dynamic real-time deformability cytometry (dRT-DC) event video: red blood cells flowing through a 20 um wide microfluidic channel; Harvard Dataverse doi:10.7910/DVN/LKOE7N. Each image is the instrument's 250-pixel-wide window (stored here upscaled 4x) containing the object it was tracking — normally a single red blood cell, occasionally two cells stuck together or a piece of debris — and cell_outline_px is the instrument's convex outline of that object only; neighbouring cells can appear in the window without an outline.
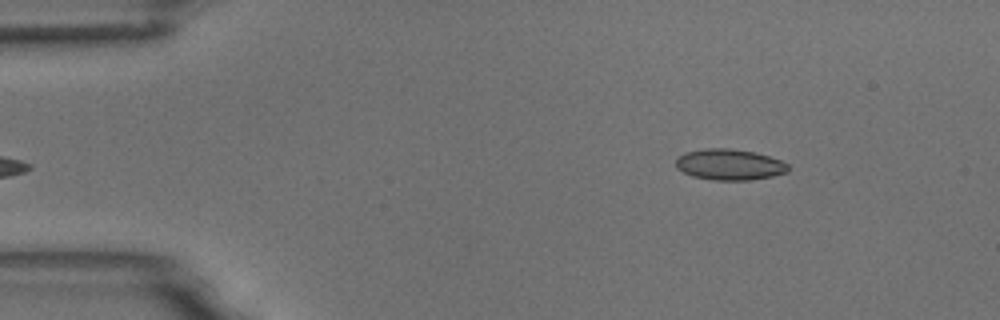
{"species": "common noctule bat (a hibernating species)", "species_latin": "Nyctalus noctula", "temperature_condition": "room temperature", "stored_images_in_passage": 2, "camera_frame_rate_fps": 3000, "um_per_image_px": 0.085, "animal": {"sex": "male", "body_mass_g": 18.8}, "frame": {"image": 1, "passage_image": 2, "time_ms": 1.0, "image_size_px": [1000, 320], "cell_outline_px": [[788, 172], [772, 176], [752, 180], [712, 180], [692, 176], [676, 168], [676, 156], [684, 152], [704, 148], [728, 148], [756, 152], [780, 160], [788, 164]], "centroid_in_image_um": [61.97, 13.98], "position_along_channel_um": 23.0, "area_um2": 20.46}}